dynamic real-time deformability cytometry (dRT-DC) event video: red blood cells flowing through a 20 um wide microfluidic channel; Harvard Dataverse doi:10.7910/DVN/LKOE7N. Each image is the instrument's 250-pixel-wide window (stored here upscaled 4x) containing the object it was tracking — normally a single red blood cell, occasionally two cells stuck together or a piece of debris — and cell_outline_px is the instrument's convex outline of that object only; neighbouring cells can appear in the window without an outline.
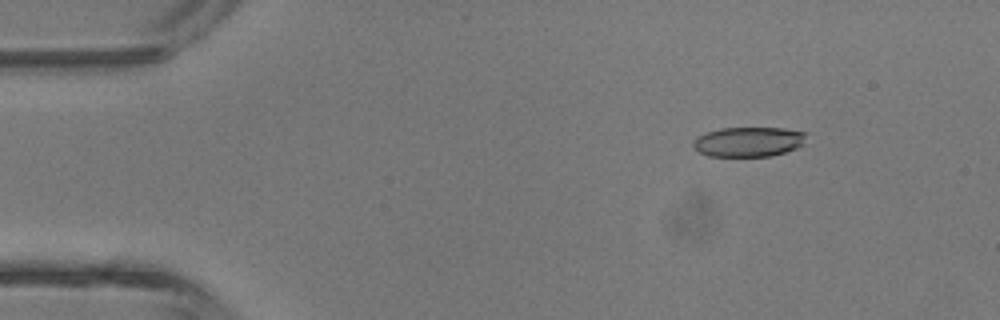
{"species": "common noctule bat (a hibernating species)", "species_latin": "Nyctalus noctula", "temperature_condition": "room temperature", "stored_images_in_passage": 2, "camera_frame_rate_fps": 3000, "um_per_image_px": 0.085, "animal": {"sex": "male", "body_mass_g": 13.3}, "frame": {"image": 1, "passage_image": 2, "time_ms": 1.333, "image_size_px": [1000, 320], "cell_outline_px": [[808, 132], [804, 144], [796, 148], [772, 156], [708, 156], [700, 152], [692, 144], [700, 136], [708, 132], [720, 128], [784, 128]], "centroid_in_image_um": [63.7, 12.05], "position_along_channel_um": 21.3, "area_um2": 19.54}}